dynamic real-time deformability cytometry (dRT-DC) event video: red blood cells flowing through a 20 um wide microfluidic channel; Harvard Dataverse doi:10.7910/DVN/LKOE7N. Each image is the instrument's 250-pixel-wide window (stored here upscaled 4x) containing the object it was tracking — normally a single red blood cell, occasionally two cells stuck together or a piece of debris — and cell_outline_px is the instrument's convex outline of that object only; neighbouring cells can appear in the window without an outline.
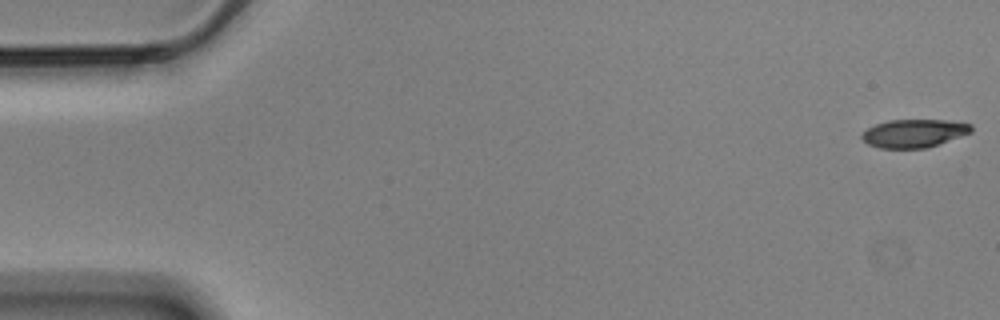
{"species": "Egyptian fruit bat (a non-hibernating species)", "species_latin": "Rousettus aegyptiacus", "temperature_condition": "cold", "stored_images_in_passage": 57, "camera_frame_rate_fps": 3000, "um_per_image_px": 0.085, "animal": {"sex": "male"}, "frame": {"image": 1, "passage_image": 1, "time_ms": 0.0, "image_size_px": [1000, 320], "cell_outline_px": [[972, 132], [928, 148], [880, 148], [868, 144], [860, 136], [868, 128], [876, 124], [888, 120], [944, 120], [972, 124]], "centroid_in_image_um": [77.7, 11.33], "position_along_channel_um": 7.3, "area_um2": 17.86}}
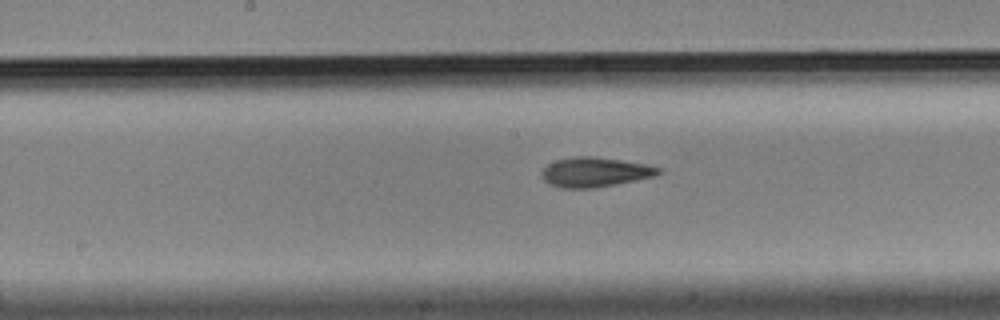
{"frame": {"image": 2, "passage_image": 29, "time_ms": 9.333, "image_size_px": [1000, 320], "cell_outline_px": [[660, 172], [656, 176], [596, 188], [560, 188], [548, 184], [540, 176], [540, 172], [548, 164], [556, 160], [576, 156], [592, 156], [620, 160], [644, 164], [660, 168]], "centroid_in_image_um": [50.51, 14.64], "position_along_channel_um": 197.7, "area_um2": 20.17}}
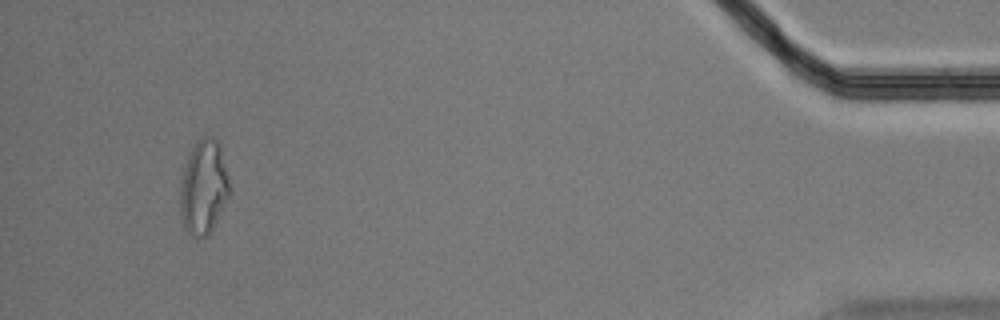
{"frame": {"image": 3, "passage_image": 54, "time_ms": 17.667, "image_size_px": [1000, 320], "cell_outline_px": [[232, 188], [208, 236], [196, 240], [184, 228], [180, 212], [180, 184], [184, 168], [188, 156], [196, 140], [200, 136], [208, 136], [216, 140], [220, 144]], "centroid_in_image_um": [17.31, 15.91], "position_along_channel_um": 417.9, "area_um2": 27.4}, "authors_computed_cell_mechanics": {"area_um2": 19.8832, "velocity_mm_per_s": 3.5077, "shape_relaxation_time_tau1_ms": 7.9965, "shape_relaxation_time_tau2_ms": 3.4389, "deformation_change_tau1": 0.1988, "deformation_change_tau2": 0.1115}}